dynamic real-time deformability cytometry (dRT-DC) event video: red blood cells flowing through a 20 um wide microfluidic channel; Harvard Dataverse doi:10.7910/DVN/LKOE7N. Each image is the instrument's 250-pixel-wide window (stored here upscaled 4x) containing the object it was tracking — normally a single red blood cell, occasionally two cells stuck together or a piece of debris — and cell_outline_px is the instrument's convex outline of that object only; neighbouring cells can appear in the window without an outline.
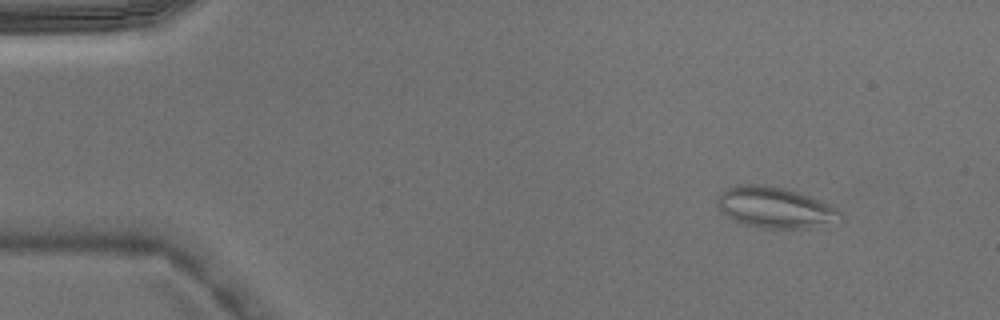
{"species": "Egyptian fruit bat (a non-hibernating species)", "species_latin": "Rousettus aegyptiacus", "temperature_condition": "warm", "stored_images_in_passage": 3, "camera_frame_rate_fps": 3000, "um_per_image_px": 0.085, "animal": {"sex": "male"}, "frame": {"image": 1, "passage_image": 1, "time_ms": 0.0, "image_size_px": [1000, 320], "cell_outline_px": [[844, 220], [840, 224], [808, 228], [756, 228], [744, 224], [720, 212], [716, 208], [716, 204], [720, 196], [728, 188], [736, 184], [764, 184], [784, 188], [800, 192], [820, 200], [836, 208], [844, 216]], "centroid_in_image_um": [65.96, 17.66], "position_along_channel_um": 19.0, "area_um2": 29.94}}